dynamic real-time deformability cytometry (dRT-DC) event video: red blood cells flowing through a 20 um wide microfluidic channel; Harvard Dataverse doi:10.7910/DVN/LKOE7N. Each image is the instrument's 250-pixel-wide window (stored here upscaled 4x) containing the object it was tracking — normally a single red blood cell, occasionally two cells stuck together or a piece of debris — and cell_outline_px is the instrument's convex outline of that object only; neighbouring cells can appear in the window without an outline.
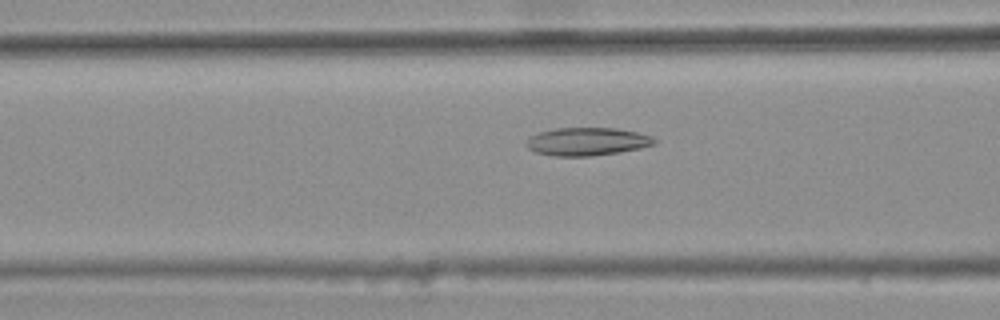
{"species": "common noctule bat (a hibernating species)", "species_latin": "Nyctalus noctula", "temperature_condition": "warm", "stored_images_in_passage": 14, "camera_frame_rate_fps": 3000, "um_per_image_px": 0.085, "animal": {"sex": "female", "body_mass_g": 25.1}, "frame": {"image": 1, "passage_image": 12, "time_ms": 3.667, "image_size_px": [1000, 320], "cell_outline_px": [[656, 144], [640, 148], [620, 152], [592, 156], [552, 156], [536, 152], [528, 148], [524, 144], [532, 136], [540, 132], [556, 128], [616, 128], [636, 132], [652, 136], [656, 140]], "centroid_in_image_um": [49.92, 12.04], "position_along_channel_um": 116.7, "area_um2": 20.87}}